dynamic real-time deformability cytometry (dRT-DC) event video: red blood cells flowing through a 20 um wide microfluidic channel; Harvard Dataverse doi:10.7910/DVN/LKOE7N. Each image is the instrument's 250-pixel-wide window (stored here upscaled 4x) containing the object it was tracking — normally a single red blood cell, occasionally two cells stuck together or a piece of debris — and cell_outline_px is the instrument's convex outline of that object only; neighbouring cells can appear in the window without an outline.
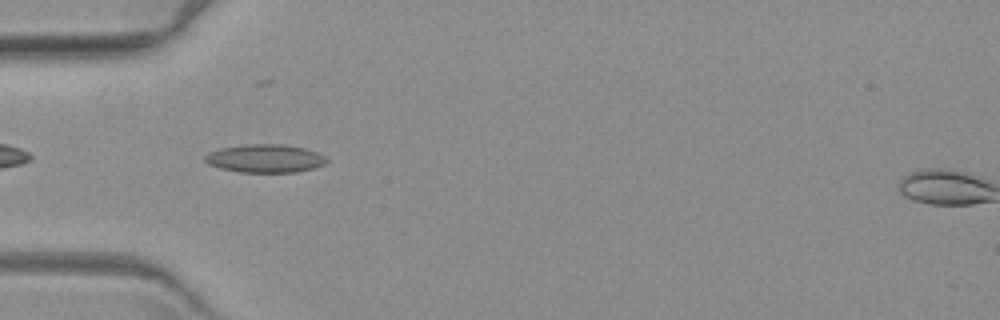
{"species": "common noctule bat (a hibernating species)", "species_latin": "Nyctalus noctula", "temperature_condition": "warm", "stored_images_in_passage": 2, "camera_frame_rate_fps": 3000, "um_per_image_px": 0.085, "animal": {"sex": "female", "body_mass_g": 19.3, "forearm_length_mm": 54.1}, "frame": {"image": 1, "passage_image": 1, "time_ms": 0.0, "image_size_px": [1000, 320], "cell_outline_px": [[328, 160], [324, 164], [312, 168], [296, 172], [240, 172], [220, 168], [208, 164], [204, 160], [204, 156], [208, 152], [220, 148], [248, 144], [284, 144], [304, 148], [316, 152], [324, 156]], "centroid_in_image_um": [22.5, 13.46], "position_along_channel_um": 62.5, "area_um2": 19.94}}
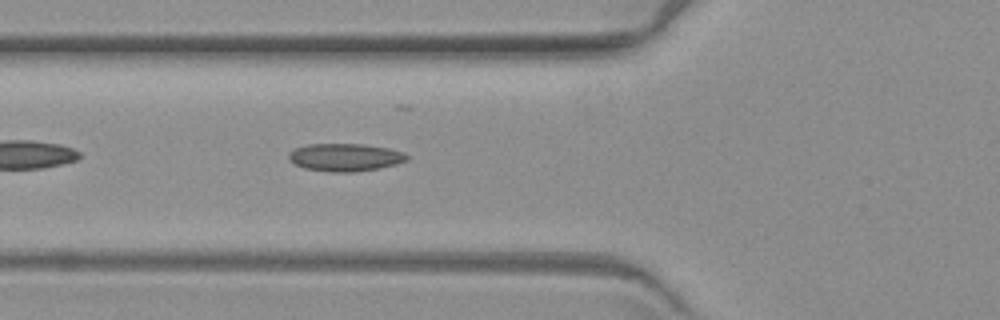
{"frame": {"image": 2, "passage_image": 2, "time_ms": 1.0, "image_size_px": [1000, 320], "cell_outline_px": [[408, 160], [396, 164], [380, 168], [356, 172], [328, 172], [304, 168], [288, 160], [288, 152], [296, 148], [308, 144], [364, 144], [388, 148], [404, 152], [408, 156]], "centroid_in_image_um": [29.33, 13.37], "position_along_channel_um": 96.5, "area_um2": 19.25}}